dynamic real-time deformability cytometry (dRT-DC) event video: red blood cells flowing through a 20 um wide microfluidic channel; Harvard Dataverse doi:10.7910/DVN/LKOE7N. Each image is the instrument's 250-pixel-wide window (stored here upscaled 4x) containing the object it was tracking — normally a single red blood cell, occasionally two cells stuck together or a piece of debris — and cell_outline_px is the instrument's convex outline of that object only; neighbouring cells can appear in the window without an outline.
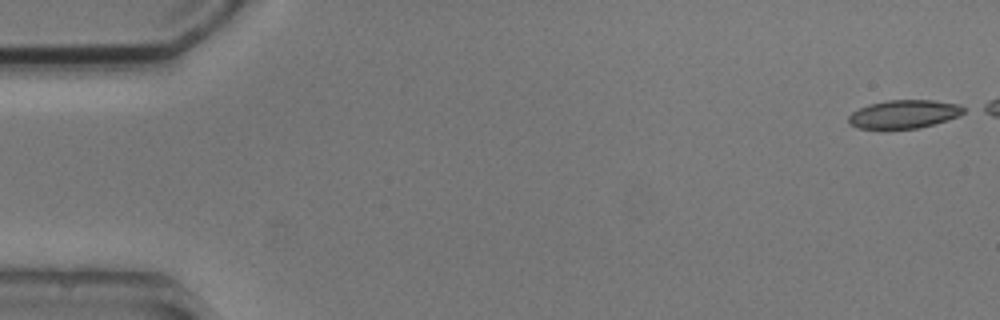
{"species": "common noctule bat (a hibernating species)", "species_latin": "Nyctalus noctula", "temperature_condition": "cold", "stored_images_in_passage": 6, "camera_frame_rate_fps": 3000, "um_per_image_px": 0.085, "animal": {"sex": "male", "body_mass_g": 20.5, "forearm_length_mm": 52.5}, "frame": {"image": 1, "passage_image": 1, "time_ms": 0.0, "image_size_px": [1000, 320], "cell_outline_px": [[968, 108], [960, 116], [948, 120], [916, 128], [856, 128], [848, 124], [848, 116], [852, 112], [868, 104], [888, 100], [932, 100], [960, 104]], "centroid_in_image_um": [76.86, 9.69], "position_along_channel_um": 8.1, "area_um2": 19.07}}
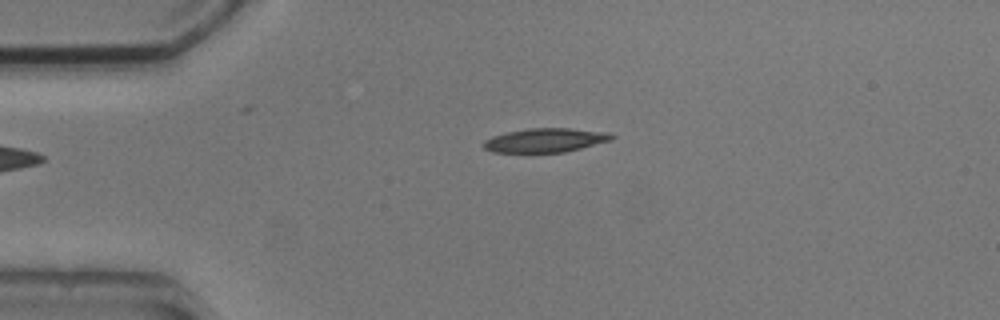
{"frame": {"image": 2, "passage_image": 6, "time_ms": 5.667, "image_size_px": [1000, 320], "cell_outline_px": [[616, 136], [612, 140], [564, 152], [492, 152], [484, 148], [484, 140], [492, 136], [508, 132], [528, 128], [568, 128], [608, 132]], "centroid_in_image_um": [46.37, 11.91], "position_along_channel_um": 38.6, "area_um2": 17.8}}